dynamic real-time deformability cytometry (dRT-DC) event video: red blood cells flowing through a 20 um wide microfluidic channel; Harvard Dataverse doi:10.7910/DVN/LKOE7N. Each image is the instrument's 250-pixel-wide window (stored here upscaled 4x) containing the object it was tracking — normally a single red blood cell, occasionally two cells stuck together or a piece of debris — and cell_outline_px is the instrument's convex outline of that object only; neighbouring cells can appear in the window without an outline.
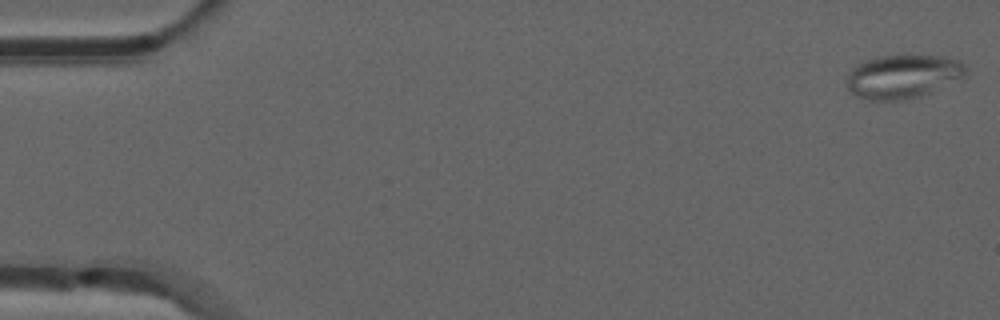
{"species": "common noctule bat (a hibernating species)", "species_latin": "Nyctalus noctula", "temperature_condition": "room temperature", "stored_images_in_passage": 4, "camera_frame_rate_fps": 3000, "um_per_image_px": 0.085, "animal": {"sex": "male", "forearm_length_mm": 52.5}, "frame": {"image": 1, "passage_image": 1, "time_ms": 0.0, "image_size_px": [1000, 320], "cell_outline_px": [[968, 76], [920, 96], [904, 100], [868, 100], [856, 96], [848, 88], [848, 72], [864, 60], [880, 56], [944, 56], [960, 60], [968, 68]], "centroid_in_image_um": [76.8, 6.5], "position_along_channel_um": 8.2, "area_um2": 30.35}}